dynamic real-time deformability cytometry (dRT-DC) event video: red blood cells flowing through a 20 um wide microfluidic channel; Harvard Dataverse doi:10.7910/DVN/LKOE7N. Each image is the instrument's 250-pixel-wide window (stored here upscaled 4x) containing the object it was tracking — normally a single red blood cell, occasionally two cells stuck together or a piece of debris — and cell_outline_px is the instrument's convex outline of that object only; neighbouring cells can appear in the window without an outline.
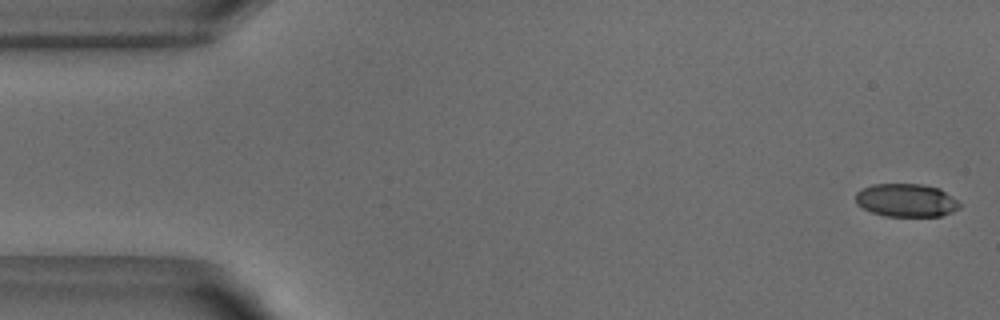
{"species": "common noctule bat (a hibernating species)", "species_latin": "Nyctalus noctula", "temperature_condition": "warm", "stored_images_in_passage": 10, "camera_frame_rate_fps": 3000, "um_per_image_px": 0.085, "animal": {"sex": "male", "body_mass_g": 18.8}, "frame": {"image": 1, "passage_image": 1, "time_ms": 0.0, "image_size_px": [1000, 320], "cell_outline_px": [[960, 208], [952, 212], [940, 216], [884, 216], [872, 212], [856, 204], [856, 192], [872, 184], [924, 184], [940, 188], [956, 200], [960, 204]], "centroid_in_image_um": [77.03, 17.02], "position_along_channel_um": 8.0, "area_um2": 20.06}}